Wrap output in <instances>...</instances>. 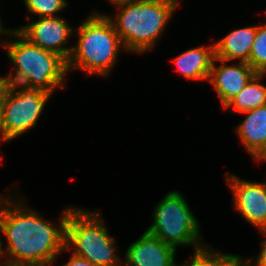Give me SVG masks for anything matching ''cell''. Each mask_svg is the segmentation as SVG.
Returning <instances> with one entry per match:
<instances>
[{
    "instance_id": "7402d4cb",
    "label": "cell",
    "mask_w": 266,
    "mask_h": 266,
    "mask_svg": "<svg viewBox=\"0 0 266 266\" xmlns=\"http://www.w3.org/2000/svg\"><path fill=\"white\" fill-rule=\"evenodd\" d=\"M254 160L256 161H266V143L264 147L253 157Z\"/></svg>"
},
{
    "instance_id": "d4e9b609",
    "label": "cell",
    "mask_w": 266,
    "mask_h": 266,
    "mask_svg": "<svg viewBox=\"0 0 266 266\" xmlns=\"http://www.w3.org/2000/svg\"><path fill=\"white\" fill-rule=\"evenodd\" d=\"M113 5H115V7H119V6H122V5H125L131 1H134V0H109Z\"/></svg>"
},
{
    "instance_id": "ffe728a7",
    "label": "cell",
    "mask_w": 266,
    "mask_h": 266,
    "mask_svg": "<svg viewBox=\"0 0 266 266\" xmlns=\"http://www.w3.org/2000/svg\"><path fill=\"white\" fill-rule=\"evenodd\" d=\"M62 266H95L93 263L82 257L71 255L70 259Z\"/></svg>"
},
{
    "instance_id": "ba28073f",
    "label": "cell",
    "mask_w": 266,
    "mask_h": 266,
    "mask_svg": "<svg viewBox=\"0 0 266 266\" xmlns=\"http://www.w3.org/2000/svg\"><path fill=\"white\" fill-rule=\"evenodd\" d=\"M16 30L26 38L31 44L40 46L42 49L51 51L61 56L66 62L68 61L73 45L66 46L68 39L73 34L71 28L62 17H38V20L28 23Z\"/></svg>"
},
{
    "instance_id": "d6986e66",
    "label": "cell",
    "mask_w": 266,
    "mask_h": 266,
    "mask_svg": "<svg viewBox=\"0 0 266 266\" xmlns=\"http://www.w3.org/2000/svg\"><path fill=\"white\" fill-rule=\"evenodd\" d=\"M260 232L263 233L266 238V230H260ZM261 243V250L259 255L256 256L257 258L251 257L250 259H243L244 266H266V239H264Z\"/></svg>"
},
{
    "instance_id": "30bf717a",
    "label": "cell",
    "mask_w": 266,
    "mask_h": 266,
    "mask_svg": "<svg viewBox=\"0 0 266 266\" xmlns=\"http://www.w3.org/2000/svg\"><path fill=\"white\" fill-rule=\"evenodd\" d=\"M177 249L147 230L125 251L123 266H178Z\"/></svg>"
},
{
    "instance_id": "6da1fadb",
    "label": "cell",
    "mask_w": 266,
    "mask_h": 266,
    "mask_svg": "<svg viewBox=\"0 0 266 266\" xmlns=\"http://www.w3.org/2000/svg\"><path fill=\"white\" fill-rule=\"evenodd\" d=\"M18 198H13L9 193L0 196V231L7 239L4 249L7 264L52 266L66 250L65 225L72 207L61 212L60 220L55 224L43 219Z\"/></svg>"
},
{
    "instance_id": "44dd1931",
    "label": "cell",
    "mask_w": 266,
    "mask_h": 266,
    "mask_svg": "<svg viewBox=\"0 0 266 266\" xmlns=\"http://www.w3.org/2000/svg\"><path fill=\"white\" fill-rule=\"evenodd\" d=\"M4 93L0 94V142L3 141Z\"/></svg>"
},
{
    "instance_id": "4fadbf2b",
    "label": "cell",
    "mask_w": 266,
    "mask_h": 266,
    "mask_svg": "<svg viewBox=\"0 0 266 266\" xmlns=\"http://www.w3.org/2000/svg\"><path fill=\"white\" fill-rule=\"evenodd\" d=\"M214 42L208 46H197L183 52L173 60L178 71L188 80L208 81L213 59Z\"/></svg>"
},
{
    "instance_id": "9c48e42d",
    "label": "cell",
    "mask_w": 266,
    "mask_h": 266,
    "mask_svg": "<svg viewBox=\"0 0 266 266\" xmlns=\"http://www.w3.org/2000/svg\"><path fill=\"white\" fill-rule=\"evenodd\" d=\"M225 175L234 195V209L259 231L266 230V182L242 180L228 172Z\"/></svg>"
},
{
    "instance_id": "8fae6325",
    "label": "cell",
    "mask_w": 266,
    "mask_h": 266,
    "mask_svg": "<svg viewBox=\"0 0 266 266\" xmlns=\"http://www.w3.org/2000/svg\"><path fill=\"white\" fill-rule=\"evenodd\" d=\"M216 61L221 65L217 66ZM227 61L214 57L208 81L217 92L224 107L236 96L257 73L247 62L226 65Z\"/></svg>"
},
{
    "instance_id": "277c9868",
    "label": "cell",
    "mask_w": 266,
    "mask_h": 266,
    "mask_svg": "<svg viewBox=\"0 0 266 266\" xmlns=\"http://www.w3.org/2000/svg\"><path fill=\"white\" fill-rule=\"evenodd\" d=\"M77 44L67 61V71L83 70L86 75L107 77L124 48L112 22L104 14L93 12L77 28Z\"/></svg>"
},
{
    "instance_id": "5b68a950",
    "label": "cell",
    "mask_w": 266,
    "mask_h": 266,
    "mask_svg": "<svg viewBox=\"0 0 266 266\" xmlns=\"http://www.w3.org/2000/svg\"><path fill=\"white\" fill-rule=\"evenodd\" d=\"M99 212L72 208L65 225V248L87 259L95 266H123L117 252L115 239Z\"/></svg>"
},
{
    "instance_id": "e0dca14e",
    "label": "cell",
    "mask_w": 266,
    "mask_h": 266,
    "mask_svg": "<svg viewBox=\"0 0 266 266\" xmlns=\"http://www.w3.org/2000/svg\"><path fill=\"white\" fill-rule=\"evenodd\" d=\"M257 73L266 74V23L257 25V34L247 62Z\"/></svg>"
},
{
    "instance_id": "2e32d148",
    "label": "cell",
    "mask_w": 266,
    "mask_h": 266,
    "mask_svg": "<svg viewBox=\"0 0 266 266\" xmlns=\"http://www.w3.org/2000/svg\"><path fill=\"white\" fill-rule=\"evenodd\" d=\"M178 266H244L240 255L214 251L210 246L203 245L195 249L191 260Z\"/></svg>"
},
{
    "instance_id": "484cf974",
    "label": "cell",
    "mask_w": 266,
    "mask_h": 266,
    "mask_svg": "<svg viewBox=\"0 0 266 266\" xmlns=\"http://www.w3.org/2000/svg\"><path fill=\"white\" fill-rule=\"evenodd\" d=\"M1 21L2 20L0 18V34H2V35L5 34V35L8 36L9 33L12 31V29H10V30L9 29H5L4 26L2 25ZM0 43H1V40H0Z\"/></svg>"
},
{
    "instance_id": "cb8c5ba5",
    "label": "cell",
    "mask_w": 266,
    "mask_h": 266,
    "mask_svg": "<svg viewBox=\"0 0 266 266\" xmlns=\"http://www.w3.org/2000/svg\"><path fill=\"white\" fill-rule=\"evenodd\" d=\"M3 240L1 239V236H0V266L1 265H3V266H8V264H7V261H6V259L4 258V259H2L3 257H5V253H4V246H3V242H2ZM3 255V256H2ZM3 260V263L1 262Z\"/></svg>"
},
{
    "instance_id": "ac0fdd59",
    "label": "cell",
    "mask_w": 266,
    "mask_h": 266,
    "mask_svg": "<svg viewBox=\"0 0 266 266\" xmlns=\"http://www.w3.org/2000/svg\"><path fill=\"white\" fill-rule=\"evenodd\" d=\"M27 12L40 17H58L68 5L66 0H24Z\"/></svg>"
},
{
    "instance_id": "7c38bea8",
    "label": "cell",
    "mask_w": 266,
    "mask_h": 266,
    "mask_svg": "<svg viewBox=\"0 0 266 266\" xmlns=\"http://www.w3.org/2000/svg\"><path fill=\"white\" fill-rule=\"evenodd\" d=\"M256 34L257 25L231 31L214 43L215 57L227 62L236 59L239 62H248Z\"/></svg>"
},
{
    "instance_id": "52a82bcc",
    "label": "cell",
    "mask_w": 266,
    "mask_h": 266,
    "mask_svg": "<svg viewBox=\"0 0 266 266\" xmlns=\"http://www.w3.org/2000/svg\"><path fill=\"white\" fill-rule=\"evenodd\" d=\"M51 96L52 94L39 88L8 85L4 92L3 142L10 141L35 127Z\"/></svg>"
},
{
    "instance_id": "3957f363",
    "label": "cell",
    "mask_w": 266,
    "mask_h": 266,
    "mask_svg": "<svg viewBox=\"0 0 266 266\" xmlns=\"http://www.w3.org/2000/svg\"><path fill=\"white\" fill-rule=\"evenodd\" d=\"M180 0H134L116 7L117 16L106 15L120 36L124 49L144 53L155 47Z\"/></svg>"
},
{
    "instance_id": "5bb4252c",
    "label": "cell",
    "mask_w": 266,
    "mask_h": 266,
    "mask_svg": "<svg viewBox=\"0 0 266 266\" xmlns=\"http://www.w3.org/2000/svg\"><path fill=\"white\" fill-rule=\"evenodd\" d=\"M242 113L247 116L236 132L244 148L254 157L266 143V105Z\"/></svg>"
},
{
    "instance_id": "603a6c76",
    "label": "cell",
    "mask_w": 266,
    "mask_h": 266,
    "mask_svg": "<svg viewBox=\"0 0 266 266\" xmlns=\"http://www.w3.org/2000/svg\"><path fill=\"white\" fill-rule=\"evenodd\" d=\"M7 87H8L7 77L0 76V94H3L6 91Z\"/></svg>"
},
{
    "instance_id": "9a60e30c",
    "label": "cell",
    "mask_w": 266,
    "mask_h": 266,
    "mask_svg": "<svg viewBox=\"0 0 266 266\" xmlns=\"http://www.w3.org/2000/svg\"><path fill=\"white\" fill-rule=\"evenodd\" d=\"M265 73H256L246 86L234 96L223 108L232 114L245 112L266 105V86L261 83Z\"/></svg>"
},
{
    "instance_id": "8992f818",
    "label": "cell",
    "mask_w": 266,
    "mask_h": 266,
    "mask_svg": "<svg viewBox=\"0 0 266 266\" xmlns=\"http://www.w3.org/2000/svg\"><path fill=\"white\" fill-rule=\"evenodd\" d=\"M164 243L175 247L201 243L200 225L183 195L178 191L168 192L154 207L153 222L146 229Z\"/></svg>"
},
{
    "instance_id": "7a4b0ae2",
    "label": "cell",
    "mask_w": 266,
    "mask_h": 266,
    "mask_svg": "<svg viewBox=\"0 0 266 266\" xmlns=\"http://www.w3.org/2000/svg\"><path fill=\"white\" fill-rule=\"evenodd\" d=\"M9 35L17 39L0 43L14 64L13 70L6 75L8 85L39 88L52 95L55 89L66 87L67 62L61 56L31 44L15 28Z\"/></svg>"
}]
</instances>
